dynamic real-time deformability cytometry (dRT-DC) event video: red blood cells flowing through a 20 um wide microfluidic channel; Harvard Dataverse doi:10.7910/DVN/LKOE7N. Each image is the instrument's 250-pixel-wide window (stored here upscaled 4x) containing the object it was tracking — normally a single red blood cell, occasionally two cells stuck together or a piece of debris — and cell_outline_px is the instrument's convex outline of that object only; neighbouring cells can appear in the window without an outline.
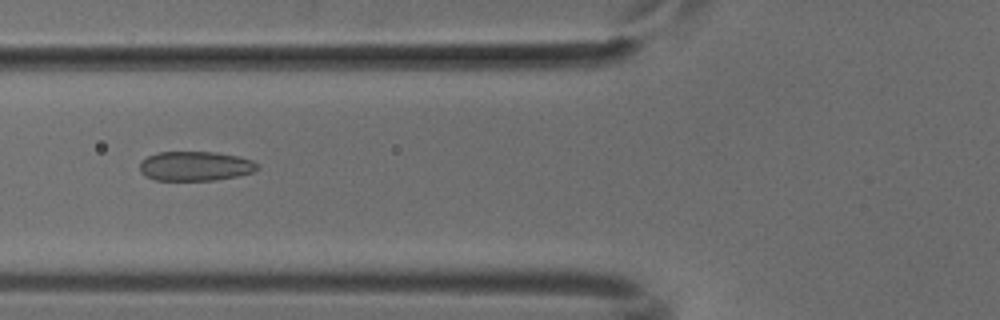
{"species": "common noctule bat (a hibernating species)", "species_latin": "Nyctalus noctula", "temperature_condition": "cold", "stored_images_in_passage": 45, "camera_frame_rate_fps": 3000, "um_per_image_px": 0.085, "animal": {"sex": "male", "body_mass_g": 18.8}, "frame": {"image": 1, "passage_image": 14, "time_ms": 4.333, "image_size_px": [1000, 320], "cell_outline_px": [[260, 168], [252, 172], [236, 176], [216, 180], [156, 180], [144, 176], [140, 172], [140, 164], [148, 156], [156, 152], [216, 152], [236, 156], [252, 160]], "centroid_in_image_um": [16.58, 14.12], "position_along_channel_um": 109.2, "area_um2": 20.11}}
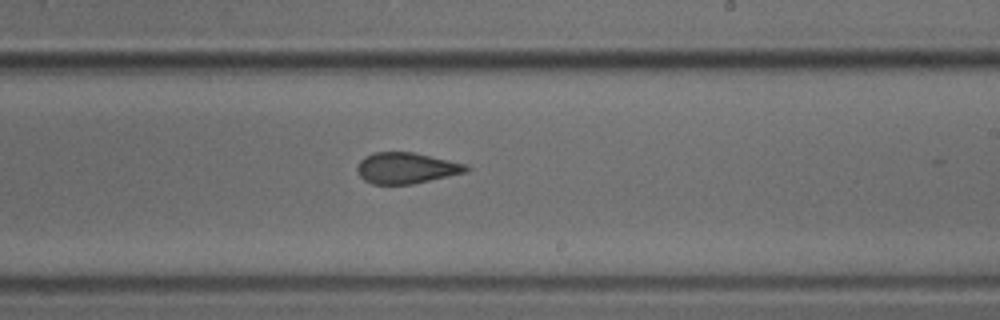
{"frame": {"image": 2, "passage_image": 25, "time_ms": 8.0, "image_size_px": [1000, 320], "cell_outline_px": [[472, 168], [468, 172], [412, 184], [372, 184], [364, 180], [360, 176], [356, 168], [360, 160], [364, 156], [372, 152], [412, 152], [468, 164]], "centroid_in_image_um": [34.55, 14.28], "position_along_channel_um": 254.4, "area_um2": 19.88}}
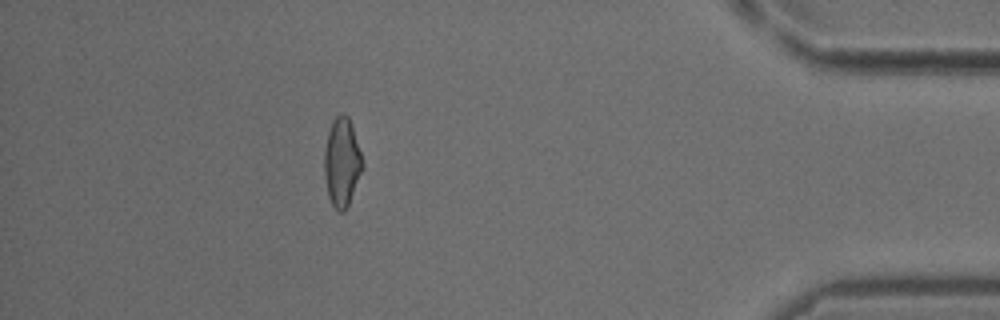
{"frame": {"image": 3, "passage_image": 40, "time_ms": 13.0, "image_size_px": [1000, 320], "cell_outline_px": [[364, 168], [348, 204], [344, 212], [340, 212], [332, 204], [328, 196], [324, 176], [324, 152], [328, 132], [332, 120], [340, 112], [344, 112], [348, 116], [364, 164]], "centroid_in_image_um": [29.05, 13.78], "position_along_channel_um": 406.1, "area_um2": 19.65}}